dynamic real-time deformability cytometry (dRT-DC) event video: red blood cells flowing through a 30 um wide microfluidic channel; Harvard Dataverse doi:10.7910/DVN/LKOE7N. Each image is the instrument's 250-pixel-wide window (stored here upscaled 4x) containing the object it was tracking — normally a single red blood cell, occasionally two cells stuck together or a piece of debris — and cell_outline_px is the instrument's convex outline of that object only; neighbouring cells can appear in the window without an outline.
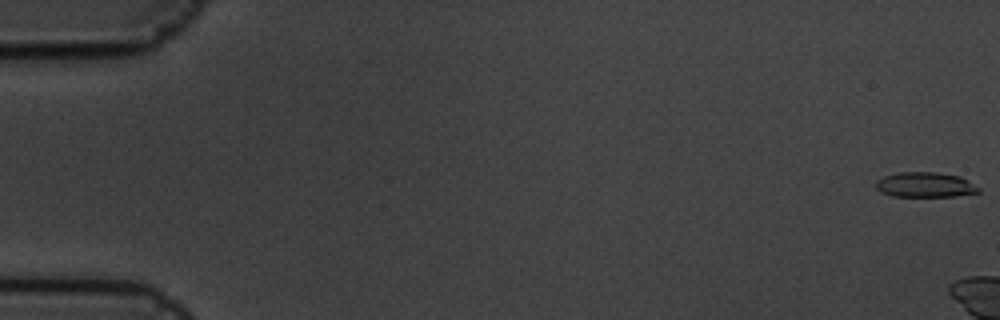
{"species": "common noctule bat (a hibernating species)", "species_latin": "Nyctalus noctula", "temperature_condition": "cold", "stored_images_in_passage": 3, "camera_frame_rate_fps": 3000, "um_per_image_px": 0.085, "animal": {"sex": "male", "body_mass_g": 19.5, "forearm_length_mm": 54.6}, "frame": {"image": 1, "passage_image": 1, "time_ms": 0.0, "image_size_px": [1000, 320], "cell_outline_px": [[980, 192], [956, 196], [892, 196], [880, 192], [876, 188], [876, 180], [884, 176], [896, 172], [936, 172], [960, 176], [968, 180], [980, 188]], "centroid_in_image_um": [78.63, 15.7], "position_along_channel_um": 6.4, "area_um2": 15.09}}